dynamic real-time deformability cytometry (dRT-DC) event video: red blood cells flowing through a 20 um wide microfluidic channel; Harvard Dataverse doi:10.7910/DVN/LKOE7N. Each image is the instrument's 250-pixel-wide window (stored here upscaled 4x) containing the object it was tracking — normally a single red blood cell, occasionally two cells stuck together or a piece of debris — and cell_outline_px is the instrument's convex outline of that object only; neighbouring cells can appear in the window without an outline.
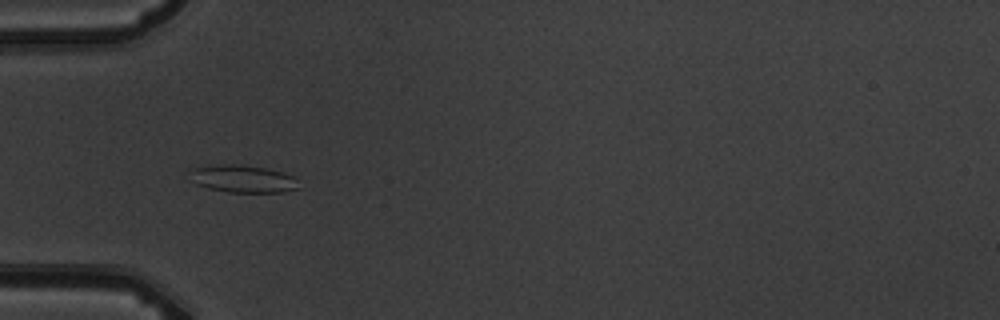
{"species": "common noctule bat (a hibernating species)", "species_latin": "Nyctalus noctula", "temperature_condition": "warm", "stored_images_in_passage": 6, "camera_frame_rate_fps": 3000, "um_per_image_px": 0.085, "animal": {"sex": "male", "body_mass_g": 19.5, "forearm_length_mm": 54.6}, "frame": {"image": 1, "passage_image": 5, "time_ms": 5.667, "image_size_px": [1000, 320], "cell_outline_px": [[296, 188], [284, 192], [228, 192], [208, 188], [196, 184], [196, 168], [220, 164], [240, 164], [264, 168], [284, 172], [292, 176]], "centroid_in_image_um": [20.71, 15.2], "position_along_channel_um": 64.3, "area_um2": 16.59}}
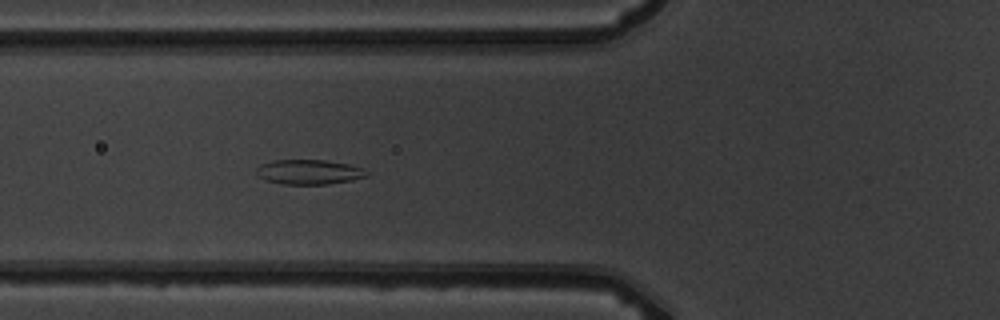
{"frame": {"image": 2, "passage_image": 6, "time_ms": 6.667, "image_size_px": [1000, 320], "cell_outline_px": [[368, 176], [352, 180], [328, 184], [280, 184], [268, 180], [260, 176], [256, 172], [256, 168], [260, 164], [272, 160], [324, 160], [348, 164], [364, 168], [368, 172]], "centroid_in_image_um": [26.28, 14.61], "position_along_channel_um": 99.5, "area_um2": 15.9}}